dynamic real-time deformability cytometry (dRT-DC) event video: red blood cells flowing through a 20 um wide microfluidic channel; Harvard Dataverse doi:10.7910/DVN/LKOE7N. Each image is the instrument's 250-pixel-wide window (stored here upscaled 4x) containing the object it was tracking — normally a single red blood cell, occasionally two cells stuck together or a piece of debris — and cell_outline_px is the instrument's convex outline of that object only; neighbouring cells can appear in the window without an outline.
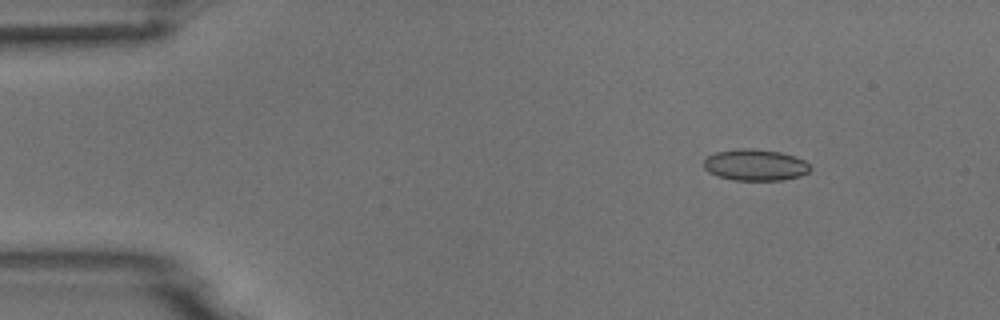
{"species": "common noctule bat (a hibernating species)", "species_latin": "Nyctalus noctula", "temperature_condition": "room temperature", "stored_images_in_passage": 4, "camera_frame_rate_fps": 3000, "um_per_image_px": 0.085, "animal": {"sex": "male", "body_mass_g": 18.8}, "frame": {"image": 1, "passage_image": 2, "time_ms": 0.333, "image_size_px": [1000, 320], "cell_outline_px": [[812, 168], [808, 172], [800, 176], [784, 180], [732, 180], [716, 176], [708, 172], [704, 168], [704, 160], [708, 156], [716, 152], [740, 148], [752, 148], [780, 152], [804, 160]], "centroid_in_image_um": [64.17, 14.03], "position_along_channel_um": 20.8, "area_um2": 19.54}}